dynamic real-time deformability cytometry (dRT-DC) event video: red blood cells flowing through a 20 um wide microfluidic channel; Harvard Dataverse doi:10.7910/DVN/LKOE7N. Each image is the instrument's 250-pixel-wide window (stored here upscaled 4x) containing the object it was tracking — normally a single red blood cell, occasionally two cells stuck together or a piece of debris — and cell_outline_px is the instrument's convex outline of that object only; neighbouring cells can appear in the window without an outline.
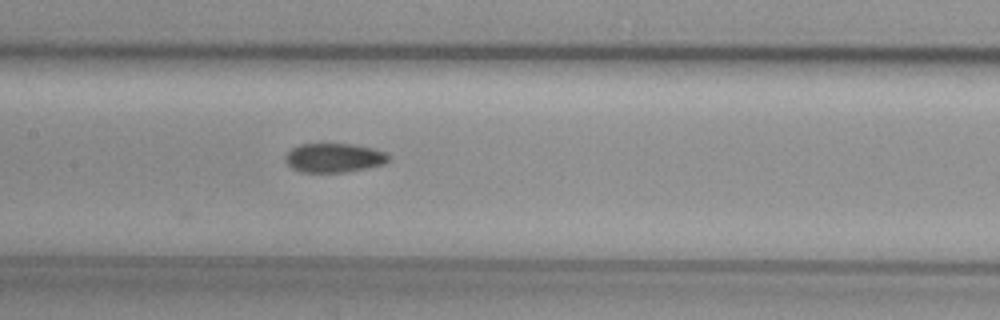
{"species": "common noctule bat (a hibernating species)", "species_latin": "Nyctalus noctula", "temperature_condition": "cold", "stored_images_in_passage": 7, "camera_frame_rate_fps": 3000, "um_per_image_px": 0.085, "animal": {"sex": "female", "body_mass_g": 29.2, "forearm_length_mm": 56.3}, "frame": {"image": 1, "passage_image": 7, "time_ms": 7.333, "image_size_px": [1000, 320], "cell_outline_px": [[388, 160], [384, 164], [344, 172], [300, 172], [292, 168], [284, 160], [288, 152], [292, 148], [300, 144], [352, 144], [372, 148], [388, 152]], "centroid_in_image_um": [28.38, 13.41], "position_along_channel_um": 179.0, "area_um2": 17.4}}